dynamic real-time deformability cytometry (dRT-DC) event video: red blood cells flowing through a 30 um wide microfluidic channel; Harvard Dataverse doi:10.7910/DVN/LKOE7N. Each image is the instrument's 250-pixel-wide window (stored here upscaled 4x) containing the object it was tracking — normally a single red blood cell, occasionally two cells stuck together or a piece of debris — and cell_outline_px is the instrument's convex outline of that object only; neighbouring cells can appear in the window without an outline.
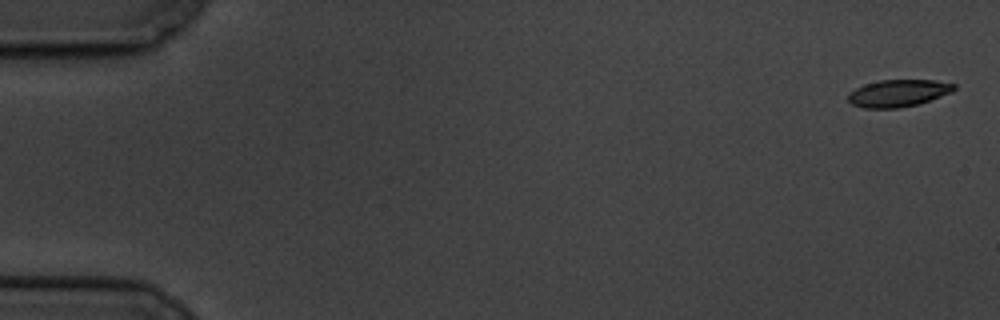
{"species": "common noctule bat (a hibernating species)", "species_latin": "Nyctalus noctula", "temperature_condition": "cold", "stored_images_in_passage": 6, "camera_frame_rate_fps": 3000, "um_per_image_px": 0.085, "animal": {"sex": "male", "body_mass_g": 19.5, "forearm_length_mm": 54.6}, "frame": {"image": 1, "passage_image": 1, "time_ms": 0.0, "image_size_px": [1000, 320], "cell_outline_px": [[956, 88], [952, 92], [916, 104], [900, 108], [864, 108], [852, 104], [848, 100], [848, 92], [864, 84], [880, 80], [936, 80], [956, 84]], "centroid_in_image_um": [76.33, 7.91], "position_along_channel_um": 8.7, "area_um2": 16.7}}
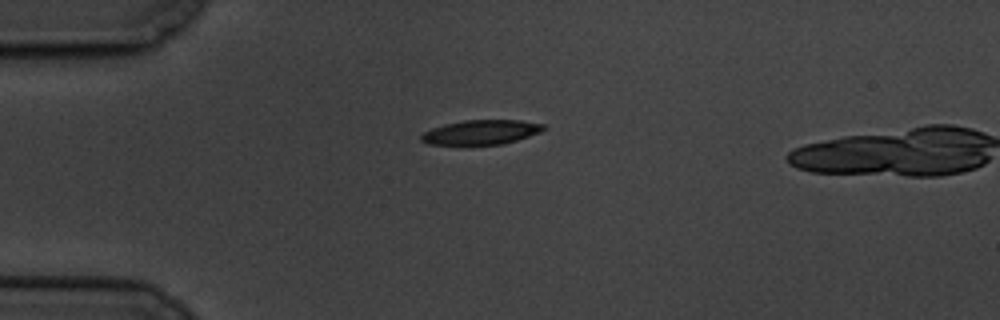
{"frame": {"image": 2, "passage_image": 5, "time_ms": 4.667, "image_size_px": [1000, 320], "cell_outline_px": [[544, 128], [540, 132], [504, 144], [428, 144], [420, 140], [420, 136], [424, 132], [432, 128], [444, 124], [464, 120], [520, 120], [544, 124]], "centroid_in_image_um": [40.87, 11.23], "position_along_channel_um": 44.1, "area_um2": 17.28}}